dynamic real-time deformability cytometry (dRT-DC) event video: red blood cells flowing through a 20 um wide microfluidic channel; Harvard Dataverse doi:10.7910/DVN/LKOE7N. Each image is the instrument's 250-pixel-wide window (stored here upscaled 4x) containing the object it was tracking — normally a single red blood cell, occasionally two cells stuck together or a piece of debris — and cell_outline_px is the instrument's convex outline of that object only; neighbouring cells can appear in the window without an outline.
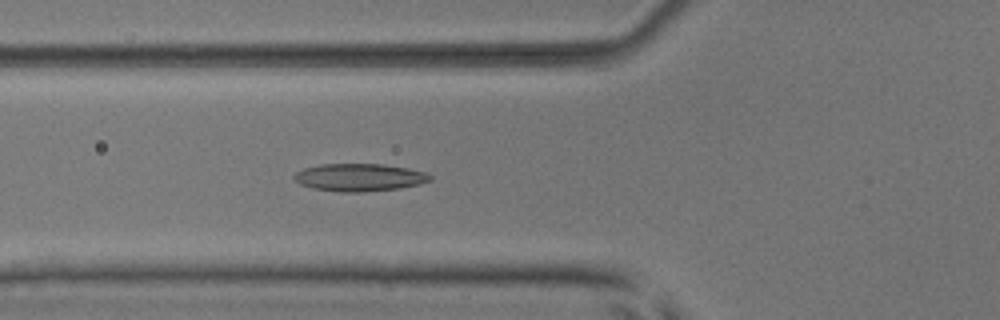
{"species": "common noctule bat (a hibernating species)", "species_latin": "Nyctalus noctula", "temperature_condition": "room temperature", "stored_images_in_passage": 28, "camera_frame_rate_fps": 3000, "um_per_image_px": 0.085, "animal": {"sex": "male", "body_mass_g": 17.9, "forearm_length_mm": 54.2}, "frame": {"image": 1, "passage_image": 16, "time_ms": 5.0, "image_size_px": [1000, 320], "cell_outline_px": [[432, 180], [420, 184], [400, 188], [364, 192], [340, 192], [312, 188], [300, 184], [292, 176], [296, 172], [304, 168], [320, 164], [384, 164], [408, 168], [424, 172], [432, 176]], "centroid_in_image_um": [30.55, 15.08], "position_along_channel_um": 95.2, "area_um2": 21.96}}
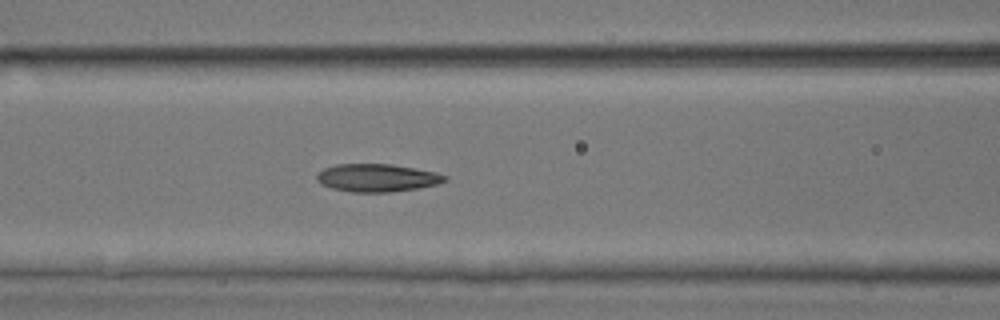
{"frame": {"image": 2, "passage_image": 19, "time_ms": 6.0, "image_size_px": [1000, 320], "cell_outline_px": [[448, 180], [440, 184], [420, 188], [388, 192], [352, 192], [332, 188], [320, 184], [316, 180], [316, 176], [324, 168], [336, 164], [392, 164], [436, 172], [448, 176]], "centroid_in_image_um": [32.09, 15.12], "position_along_channel_um": 134.5, "area_um2": 20.92}}
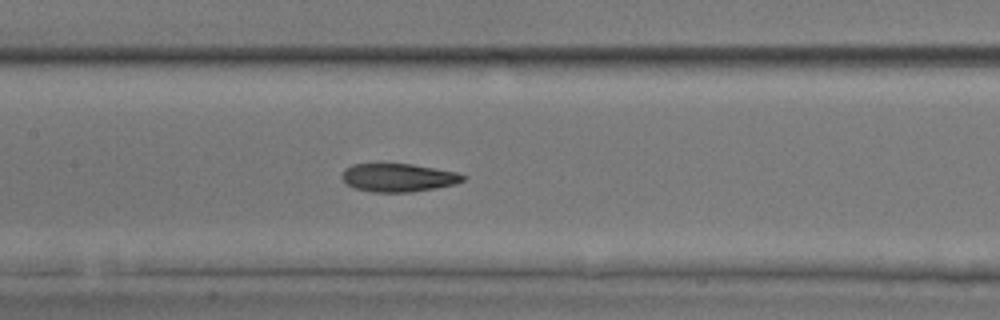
{"frame": {"image": 3, "passage_image": 22, "time_ms": 7.0, "image_size_px": [1000, 320], "cell_outline_px": [[468, 176], [464, 180], [456, 184], [436, 188], [412, 192], [372, 192], [356, 188], [348, 184], [340, 176], [344, 168], [352, 164], [412, 164], [456, 172]], "centroid_in_image_um": [33.87, 15.1], "position_along_channel_um": 173.5, "area_um2": 19.94}}